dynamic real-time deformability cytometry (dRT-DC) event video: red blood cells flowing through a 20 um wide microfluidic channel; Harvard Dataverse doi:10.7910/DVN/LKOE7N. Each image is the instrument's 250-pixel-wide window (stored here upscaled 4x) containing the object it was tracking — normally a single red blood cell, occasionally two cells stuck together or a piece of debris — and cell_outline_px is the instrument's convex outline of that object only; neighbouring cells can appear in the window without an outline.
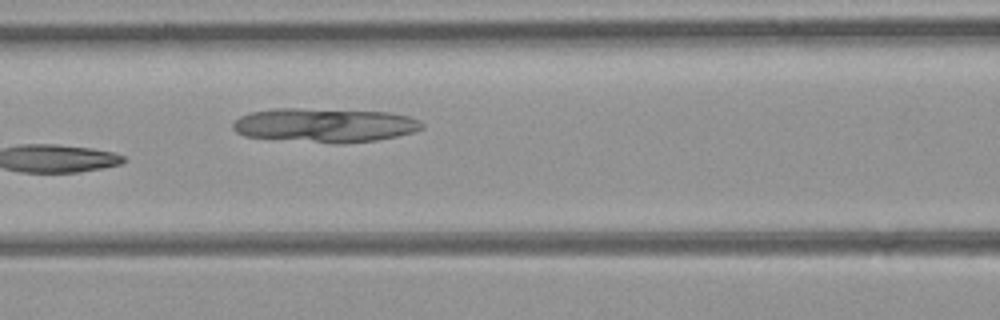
{"species": "common noctule bat (a hibernating species)", "species_latin": "Nyctalus noctula", "temperature_condition": "room temperature", "stored_images_in_passage": 6, "camera_frame_rate_fps": 3000, "um_per_image_px": 0.085, "animal": {"sex": "female", "body_mass_g": 21.9}, "frame": {"image": 1, "passage_image": 6, "time_ms": 1.667, "image_size_px": [1000, 320], "cell_outline_px": [[424, 128], [412, 132], [396, 136], [376, 140], [344, 144], [336, 144], [244, 136], [236, 132], [232, 128], [232, 124], [240, 116], [248, 112], [276, 108], [296, 108], [388, 112], [408, 116], [420, 120], [424, 124]], "centroid_in_image_um": [27.59, 10.64], "position_along_channel_um": 139.0, "area_um2": 37.69}}